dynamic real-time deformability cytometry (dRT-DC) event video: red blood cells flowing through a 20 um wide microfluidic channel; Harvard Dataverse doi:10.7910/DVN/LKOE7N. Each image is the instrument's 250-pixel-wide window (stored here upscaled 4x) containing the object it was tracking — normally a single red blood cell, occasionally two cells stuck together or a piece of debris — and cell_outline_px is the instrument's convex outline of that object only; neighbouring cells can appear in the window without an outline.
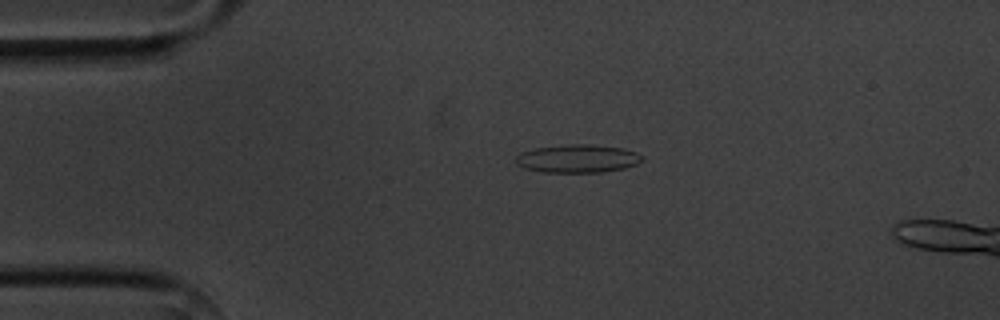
{"species": "common noctule bat (a hibernating species)", "species_latin": "Nyctalus noctula", "temperature_condition": "cold", "stored_images_in_passage": 3, "camera_frame_rate_fps": 3000, "um_per_image_px": 0.085, "animal": {"sex": "male", "body_mass_g": 20.1, "forearm_length_mm": 53.5}, "frame": {"image": 1, "passage_image": 1, "time_ms": 0.0, "image_size_px": [1000, 320], "cell_outline_px": [[644, 160], [636, 164], [624, 168], [600, 172], [540, 172], [524, 168], [516, 164], [516, 156], [520, 152], [532, 148], [568, 144], [588, 144], [624, 148], [636, 152]], "centroid_in_image_um": [49.05, 13.47], "position_along_channel_um": 35.9, "area_um2": 20.81}}